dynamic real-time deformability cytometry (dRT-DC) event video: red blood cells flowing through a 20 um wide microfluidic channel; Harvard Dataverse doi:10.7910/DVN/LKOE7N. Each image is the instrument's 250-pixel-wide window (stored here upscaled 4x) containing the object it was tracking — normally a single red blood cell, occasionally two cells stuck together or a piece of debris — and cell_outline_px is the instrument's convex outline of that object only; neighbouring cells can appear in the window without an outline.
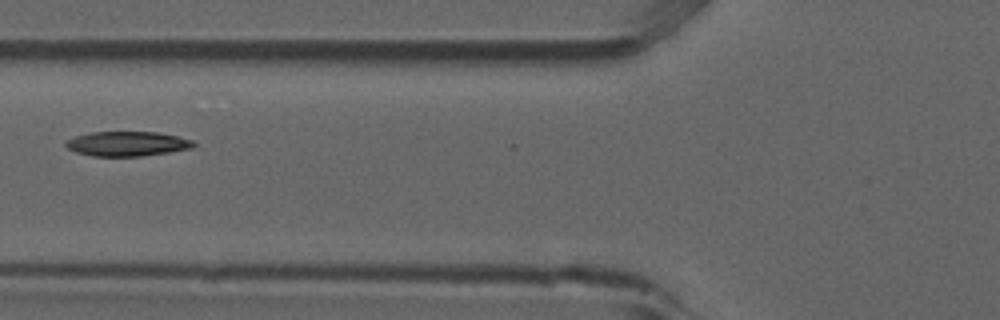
{"species": "common noctule bat (a hibernating species)", "species_latin": "Nyctalus noctula", "temperature_condition": "room temperature", "stored_images_in_passage": 2, "camera_frame_rate_fps": 3000, "um_per_image_px": 0.085, "animal": {"sex": "male", "forearm_length_mm": 52.5}, "frame": {"image": 1, "passage_image": 2, "time_ms": 0.333, "image_size_px": [1000, 320], "cell_outline_px": [[196, 144], [192, 148], [168, 152], [140, 156], [92, 156], [76, 152], [68, 148], [64, 144], [68, 140], [76, 136], [92, 132], [156, 132], [176, 136], [192, 140]], "centroid_in_image_um": [10.81, 12.22], "position_along_channel_um": 115.0, "area_um2": 18.15}}